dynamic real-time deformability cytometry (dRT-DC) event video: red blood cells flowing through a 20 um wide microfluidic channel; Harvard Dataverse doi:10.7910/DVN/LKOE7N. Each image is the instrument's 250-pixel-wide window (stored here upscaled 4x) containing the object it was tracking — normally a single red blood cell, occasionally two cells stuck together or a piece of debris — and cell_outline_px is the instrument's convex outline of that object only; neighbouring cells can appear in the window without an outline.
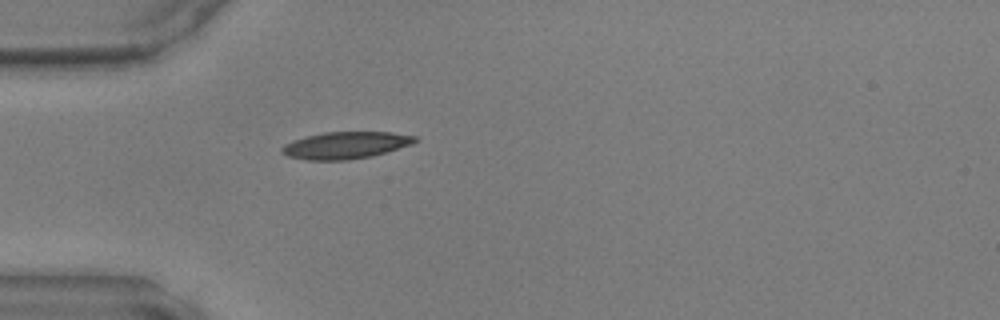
{"species": "common noctule bat (a hibernating species)", "species_latin": "Nyctalus noctula", "temperature_condition": "warm", "stored_images_in_passage": 35, "camera_frame_rate_fps": 3000, "um_per_image_px": 0.085, "animal": {"sex": "male", "body_mass_g": 17.9, "forearm_length_mm": 54.2}, "frame": {"image": 1, "passage_image": 1, "time_ms": 0.0, "image_size_px": [1000, 320], "cell_outline_px": [[416, 140], [412, 144], [372, 156], [348, 160], [308, 160], [288, 156], [280, 152], [280, 148], [284, 144], [292, 140], [324, 132], [392, 132], [416, 136]], "centroid_in_image_um": [29.34, 12.35], "position_along_channel_um": 55.7, "area_um2": 20.87}}
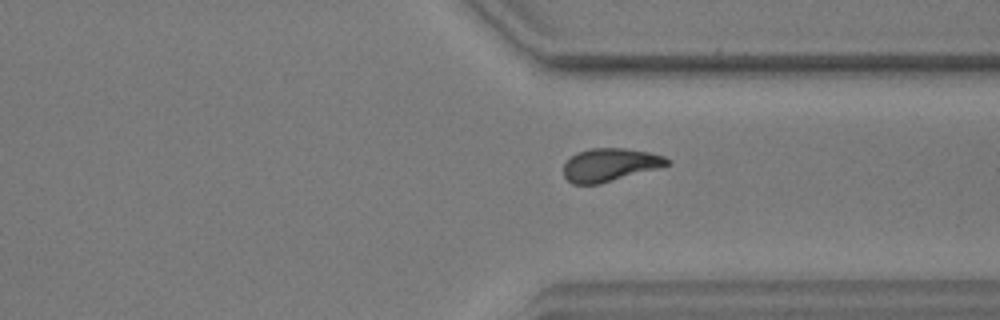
{"frame": {"image": 2, "passage_image": 23, "time_ms": 7.333, "image_size_px": [1000, 320], "cell_outline_px": [[672, 164], [600, 184], [572, 184], [564, 176], [564, 164], [576, 152], [592, 148], [624, 148], [648, 152], [664, 156], [672, 160]], "centroid_in_image_um": [51.86, 14.01], "position_along_channel_um": 359.5, "area_um2": 19.94}}
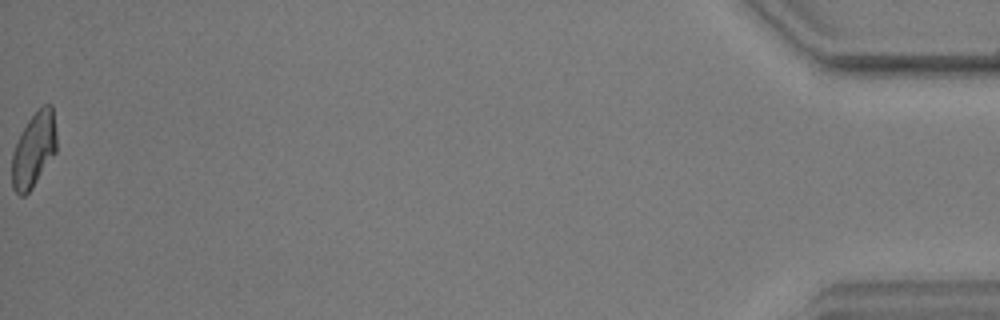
{"frame": {"image": 3, "passage_image": 35, "time_ms": 11.333, "image_size_px": [1000, 320], "cell_outline_px": [[56, 152], [32, 188], [24, 196], [20, 196], [12, 188], [12, 152], [28, 120], [44, 104], [52, 104], [56, 132]], "centroid_in_image_um": [2.88, 12.75], "position_along_channel_um": 432.3, "area_um2": 19.25}}